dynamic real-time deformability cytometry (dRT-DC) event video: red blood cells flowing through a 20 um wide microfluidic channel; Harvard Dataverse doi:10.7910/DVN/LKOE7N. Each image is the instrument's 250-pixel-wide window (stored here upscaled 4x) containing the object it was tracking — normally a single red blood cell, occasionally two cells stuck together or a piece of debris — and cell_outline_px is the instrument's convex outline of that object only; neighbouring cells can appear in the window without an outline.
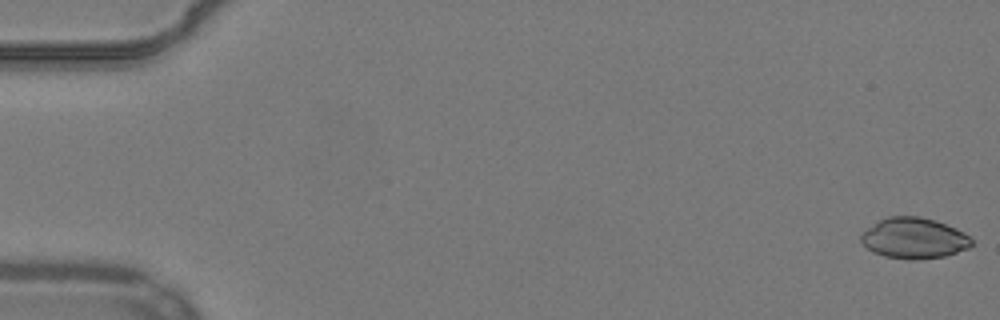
{"species": "common noctule bat (a hibernating species)", "species_latin": "Nyctalus noctula", "temperature_condition": "warm", "stored_images_in_passage": 51, "camera_frame_rate_fps": 3000, "um_per_image_px": 0.085, "animal": {"sex": "male", "body_mass_g": 19.2, "forearm_length_mm": 51.8}, "frame": {"image": 1, "passage_image": 1, "time_ms": 0.0, "image_size_px": [1000, 320], "cell_outline_px": [[972, 244], [968, 248], [944, 256], [916, 260], [908, 260], [884, 256], [872, 252], [860, 240], [860, 236], [868, 228], [880, 220], [888, 216], [920, 216], [936, 220], [956, 228], [964, 232], [972, 240]], "centroid_in_image_um": [77.69, 20.25], "position_along_channel_um": 7.3, "area_um2": 26.24}}
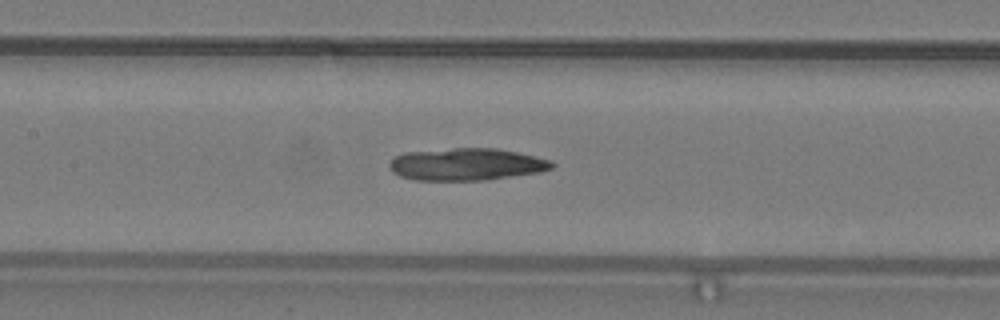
{"frame": {"image": 2, "passage_image": 26, "time_ms": 8.333, "image_size_px": [1000, 320], "cell_outline_px": [[556, 164], [552, 168], [540, 172], [484, 180], [416, 180], [400, 176], [392, 172], [388, 164], [396, 156], [404, 152], [452, 148], [496, 148], [516, 152], [552, 160]], "centroid_in_image_um": [39.65, 13.96], "position_along_channel_um": 167.8, "area_um2": 30.52}}
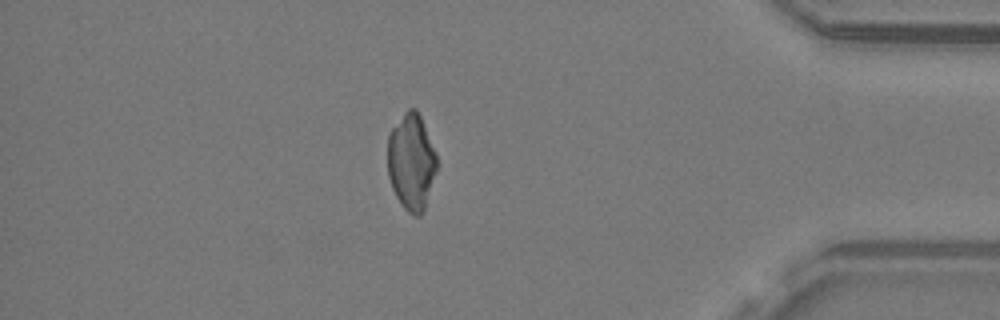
{"frame": {"image": 3, "passage_image": 47, "time_ms": 15.333, "image_size_px": [1000, 320], "cell_outline_px": [[436, 172], [424, 212], [420, 216], [416, 216], [408, 212], [404, 208], [396, 196], [392, 188], [388, 176], [388, 136], [392, 128], [404, 112], [408, 108], [416, 108], [420, 116], [436, 156]], "centroid_in_image_um": [34.95, 13.79], "position_along_channel_um": 400.3, "area_um2": 27.4}}